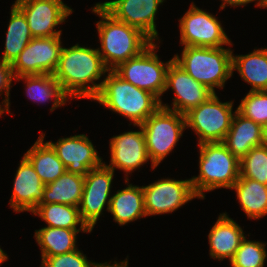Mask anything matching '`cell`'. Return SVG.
Listing matches in <instances>:
<instances>
[{"label":"cell","mask_w":267,"mask_h":267,"mask_svg":"<svg viewBox=\"0 0 267 267\" xmlns=\"http://www.w3.org/2000/svg\"><path fill=\"white\" fill-rule=\"evenodd\" d=\"M128 181L125 180L127 187L116 191L110 200L108 212L119 226L147 217L142 186L129 184Z\"/></svg>","instance_id":"cell-21"},{"label":"cell","mask_w":267,"mask_h":267,"mask_svg":"<svg viewBox=\"0 0 267 267\" xmlns=\"http://www.w3.org/2000/svg\"><path fill=\"white\" fill-rule=\"evenodd\" d=\"M61 36L32 38L11 64L14 77L53 75L63 48Z\"/></svg>","instance_id":"cell-10"},{"label":"cell","mask_w":267,"mask_h":267,"mask_svg":"<svg viewBox=\"0 0 267 267\" xmlns=\"http://www.w3.org/2000/svg\"><path fill=\"white\" fill-rule=\"evenodd\" d=\"M157 45L158 41L157 44L152 42L139 55L120 63L113 71L123 80L142 90L151 92L162 102L167 70L174 58L162 62L156 53L159 50Z\"/></svg>","instance_id":"cell-7"},{"label":"cell","mask_w":267,"mask_h":267,"mask_svg":"<svg viewBox=\"0 0 267 267\" xmlns=\"http://www.w3.org/2000/svg\"><path fill=\"white\" fill-rule=\"evenodd\" d=\"M262 145L267 146V123L262 126Z\"/></svg>","instance_id":"cell-37"},{"label":"cell","mask_w":267,"mask_h":267,"mask_svg":"<svg viewBox=\"0 0 267 267\" xmlns=\"http://www.w3.org/2000/svg\"><path fill=\"white\" fill-rule=\"evenodd\" d=\"M4 52L0 61L12 64L33 36L24 14L13 4L10 11Z\"/></svg>","instance_id":"cell-28"},{"label":"cell","mask_w":267,"mask_h":267,"mask_svg":"<svg viewBox=\"0 0 267 267\" xmlns=\"http://www.w3.org/2000/svg\"><path fill=\"white\" fill-rule=\"evenodd\" d=\"M240 177L256 180L267 185V146L253 147L240 160Z\"/></svg>","instance_id":"cell-30"},{"label":"cell","mask_w":267,"mask_h":267,"mask_svg":"<svg viewBox=\"0 0 267 267\" xmlns=\"http://www.w3.org/2000/svg\"><path fill=\"white\" fill-rule=\"evenodd\" d=\"M91 233L90 229H67L60 227H42L35 230L34 238L41 250V260L44 257L65 254L78 249L76 243L78 233Z\"/></svg>","instance_id":"cell-24"},{"label":"cell","mask_w":267,"mask_h":267,"mask_svg":"<svg viewBox=\"0 0 267 267\" xmlns=\"http://www.w3.org/2000/svg\"><path fill=\"white\" fill-rule=\"evenodd\" d=\"M245 118L263 126L267 123V91H249L237 107Z\"/></svg>","instance_id":"cell-32"},{"label":"cell","mask_w":267,"mask_h":267,"mask_svg":"<svg viewBox=\"0 0 267 267\" xmlns=\"http://www.w3.org/2000/svg\"><path fill=\"white\" fill-rule=\"evenodd\" d=\"M139 131L123 132L110 138V162L105 164L114 172L120 169L125 172V180L136 169H140L150 158L146 148L143 129L137 125Z\"/></svg>","instance_id":"cell-16"},{"label":"cell","mask_w":267,"mask_h":267,"mask_svg":"<svg viewBox=\"0 0 267 267\" xmlns=\"http://www.w3.org/2000/svg\"><path fill=\"white\" fill-rule=\"evenodd\" d=\"M14 76L12 73L11 64L0 61V96L4 94V98L0 103V107H3L4 113H10V90Z\"/></svg>","instance_id":"cell-34"},{"label":"cell","mask_w":267,"mask_h":267,"mask_svg":"<svg viewBox=\"0 0 267 267\" xmlns=\"http://www.w3.org/2000/svg\"><path fill=\"white\" fill-rule=\"evenodd\" d=\"M55 150L57 157L67 168V172L85 176L89 170L103 163L92 141L86 134L47 141Z\"/></svg>","instance_id":"cell-17"},{"label":"cell","mask_w":267,"mask_h":267,"mask_svg":"<svg viewBox=\"0 0 267 267\" xmlns=\"http://www.w3.org/2000/svg\"><path fill=\"white\" fill-rule=\"evenodd\" d=\"M9 258L7 256V253L5 251L2 250V248L0 247V266L2 263H4L5 261H7Z\"/></svg>","instance_id":"cell-38"},{"label":"cell","mask_w":267,"mask_h":267,"mask_svg":"<svg viewBox=\"0 0 267 267\" xmlns=\"http://www.w3.org/2000/svg\"><path fill=\"white\" fill-rule=\"evenodd\" d=\"M244 234L243 228L234 219L226 212L220 213L208 234L209 255L213 259H228L230 262L246 237Z\"/></svg>","instance_id":"cell-19"},{"label":"cell","mask_w":267,"mask_h":267,"mask_svg":"<svg viewBox=\"0 0 267 267\" xmlns=\"http://www.w3.org/2000/svg\"><path fill=\"white\" fill-rule=\"evenodd\" d=\"M232 189L248 219L259 220L267 216V185L239 176Z\"/></svg>","instance_id":"cell-26"},{"label":"cell","mask_w":267,"mask_h":267,"mask_svg":"<svg viewBox=\"0 0 267 267\" xmlns=\"http://www.w3.org/2000/svg\"><path fill=\"white\" fill-rule=\"evenodd\" d=\"M234 102H221L216 93L198 107L189 110L185 116L186 129L191 128L198 136V143L223 142L233 117Z\"/></svg>","instance_id":"cell-8"},{"label":"cell","mask_w":267,"mask_h":267,"mask_svg":"<svg viewBox=\"0 0 267 267\" xmlns=\"http://www.w3.org/2000/svg\"><path fill=\"white\" fill-rule=\"evenodd\" d=\"M166 0H112L98 2L116 20L136 27L153 42L159 39L156 29L158 7Z\"/></svg>","instance_id":"cell-15"},{"label":"cell","mask_w":267,"mask_h":267,"mask_svg":"<svg viewBox=\"0 0 267 267\" xmlns=\"http://www.w3.org/2000/svg\"><path fill=\"white\" fill-rule=\"evenodd\" d=\"M142 188L147 216L174 213L189 201L198 198L191 179L162 178Z\"/></svg>","instance_id":"cell-12"},{"label":"cell","mask_w":267,"mask_h":267,"mask_svg":"<svg viewBox=\"0 0 267 267\" xmlns=\"http://www.w3.org/2000/svg\"><path fill=\"white\" fill-rule=\"evenodd\" d=\"M179 28L182 46L219 48L233 45L218 17L197 7L194 2L180 18Z\"/></svg>","instance_id":"cell-9"},{"label":"cell","mask_w":267,"mask_h":267,"mask_svg":"<svg viewBox=\"0 0 267 267\" xmlns=\"http://www.w3.org/2000/svg\"><path fill=\"white\" fill-rule=\"evenodd\" d=\"M15 173L9 205L14 212H32L43 200L45 184L23 156Z\"/></svg>","instance_id":"cell-18"},{"label":"cell","mask_w":267,"mask_h":267,"mask_svg":"<svg viewBox=\"0 0 267 267\" xmlns=\"http://www.w3.org/2000/svg\"><path fill=\"white\" fill-rule=\"evenodd\" d=\"M87 258L82 250L76 249L65 254L44 257L40 267H92L94 262Z\"/></svg>","instance_id":"cell-33"},{"label":"cell","mask_w":267,"mask_h":267,"mask_svg":"<svg viewBox=\"0 0 267 267\" xmlns=\"http://www.w3.org/2000/svg\"><path fill=\"white\" fill-rule=\"evenodd\" d=\"M199 147V175L191 179L198 199L214 189H231L240 176V160L222 142L202 143Z\"/></svg>","instance_id":"cell-4"},{"label":"cell","mask_w":267,"mask_h":267,"mask_svg":"<svg viewBox=\"0 0 267 267\" xmlns=\"http://www.w3.org/2000/svg\"><path fill=\"white\" fill-rule=\"evenodd\" d=\"M114 171L103 162L84 176V188L79 205L82 221L92 231L104 209L109 211Z\"/></svg>","instance_id":"cell-11"},{"label":"cell","mask_w":267,"mask_h":267,"mask_svg":"<svg viewBox=\"0 0 267 267\" xmlns=\"http://www.w3.org/2000/svg\"><path fill=\"white\" fill-rule=\"evenodd\" d=\"M222 143L241 160L253 147L262 145V126L236 111Z\"/></svg>","instance_id":"cell-20"},{"label":"cell","mask_w":267,"mask_h":267,"mask_svg":"<svg viewBox=\"0 0 267 267\" xmlns=\"http://www.w3.org/2000/svg\"><path fill=\"white\" fill-rule=\"evenodd\" d=\"M84 188V176L65 172L55 181L45 185L40 204L60 203L79 207Z\"/></svg>","instance_id":"cell-27"},{"label":"cell","mask_w":267,"mask_h":267,"mask_svg":"<svg viewBox=\"0 0 267 267\" xmlns=\"http://www.w3.org/2000/svg\"><path fill=\"white\" fill-rule=\"evenodd\" d=\"M45 133L41 132L36 142L24 153L42 182L46 185L55 181L67 171L55 150L48 142H44Z\"/></svg>","instance_id":"cell-23"},{"label":"cell","mask_w":267,"mask_h":267,"mask_svg":"<svg viewBox=\"0 0 267 267\" xmlns=\"http://www.w3.org/2000/svg\"><path fill=\"white\" fill-rule=\"evenodd\" d=\"M221 1H222L220 5L221 10H224L226 6H231V7L245 6L255 1L257 2L256 7L267 8V6L264 4L262 0H221Z\"/></svg>","instance_id":"cell-35"},{"label":"cell","mask_w":267,"mask_h":267,"mask_svg":"<svg viewBox=\"0 0 267 267\" xmlns=\"http://www.w3.org/2000/svg\"><path fill=\"white\" fill-rule=\"evenodd\" d=\"M14 80L24 81L27 97L31 101L33 100V102L36 101L42 104L54 100L50 109L51 112L56 108L64 106L70 100L58 81L51 74L20 76L14 77Z\"/></svg>","instance_id":"cell-25"},{"label":"cell","mask_w":267,"mask_h":267,"mask_svg":"<svg viewBox=\"0 0 267 267\" xmlns=\"http://www.w3.org/2000/svg\"><path fill=\"white\" fill-rule=\"evenodd\" d=\"M234 70L251 85L249 91H267V47L245 55L232 53V73Z\"/></svg>","instance_id":"cell-22"},{"label":"cell","mask_w":267,"mask_h":267,"mask_svg":"<svg viewBox=\"0 0 267 267\" xmlns=\"http://www.w3.org/2000/svg\"><path fill=\"white\" fill-rule=\"evenodd\" d=\"M146 139V148L154 170L178 144L186 130L185 116L160 107L141 125Z\"/></svg>","instance_id":"cell-6"},{"label":"cell","mask_w":267,"mask_h":267,"mask_svg":"<svg viewBox=\"0 0 267 267\" xmlns=\"http://www.w3.org/2000/svg\"><path fill=\"white\" fill-rule=\"evenodd\" d=\"M108 71L98 49L77 43L62 48L53 76L70 99L88 98L92 101L101 89L103 81L100 79Z\"/></svg>","instance_id":"cell-1"},{"label":"cell","mask_w":267,"mask_h":267,"mask_svg":"<svg viewBox=\"0 0 267 267\" xmlns=\"http://www.w3.org/2000/svg\"><path fill=\"white\" fill-rule=\"evenodd\" d=\"M91 9L101 18L96 22L101 45L97 49L109 70L139 55L153 42L138 28L116 20L99 3Z\"/></svg>","instance_id":"cell-2"},{"label":"cell","mask_w":267,"mask_h":267,"mask_svg":"<svg viewBox=\"0 0 267 267\" xmlns=\"http://www.w3.org/2000/svg\"><path fill=\"white\" fill-rule=\"evenodd\" d=\"M267 243L260 241L247 240L245 237L239 248L236 250L234 257L230 261L231 267H264L266 263Z\"/></svg>","instance_id":"cell-31"},{"label":"cell","mask_w":267,"mask_h":267,"mask_svg":"<svg viewBox=\"0 0 267 267\" xmlns=\"http://www.w3.org/2000/svg\"><path fill=\"white\" fill-rule=\"evenodd\" d=\"M101 89L93 101L125 118L134 126L141 125L160 107V99L123 80L113 70L103 77Z\"/></svg>","instance_id":"cell-3"},{"label":"cell","mask_w":267,"mask_h":267,"mask_svg":"<svg viewBox=\"0 0 267 267\" xmlns=\"http://www.w3.org/2000/svg\"><path fill=\"white\" fill-rule=\"evenodd\" d=\"M31 213L40 217L48 227L89 229L82 221L77 206L60 203L39 204Z\"/></svg>","instance_id":"cell-29"},{"label":"cell","mask_w":267,"mask_h":267,"mask_svg":"<svg viewBox=\"0 0 267 267\" xmlns=\"http://www.w3.org/2000/svg\"><path fill=\"white\" fill-rule=\"evenodd\" d=\"M13 4L26 17L33 38L61 36L62 30L56 27L74 12L62 0H16Z\"/></svg>","instance_id":"cell-13"},{"label":"cell","mask_w":267,"mask_h":267,"mask_svg":"<svg viewBox=\"0 0 267 267\" xmlns=\"http://www.w3.org/2000/svg\"><path fill=\"white\" fill-rule=\"evenodd\" d=\"M110 262V263H109ZM109 262H103V263H98L94 262L92 267H128V256L125 258V260L120 262H117L116 260L109 261ZM113 262V264H111Z\"/></svg>","instance_id":"cell-36"},{"label":"cell","mask_w":267,"mask_h":267,"mask_svg":"<svg viewBox=\"0 0 267 267\" xmlns=\"http://www.w3.org/2000/svg\"><path fill=\"white\" fill-rule=\"evenodd\" d=\"M233 51L227 46H184L181 55L175 54L173 58L192 78L216 93L215 88L224 89L225 82L233 75Z\"/></svg>","instance_id":"cell-5"},{"label":"cell","mask_w":267,"mask_h":267,"mask_svg":"<svg viewBox=\"0 0 267 267\" xmlns=\"http://www.w3.org/2000/svg\"><path fill=\"white\" fill-rule=\"evenodd\" d=\"M172 89L175 96L173 97L172 106L161 103V107L186 114L189 110L198 107L204 103L214 93L206 86L202 85L192 78L181 66L174 60L170 63L167 75L164 93Z\"/></svg>","instance_id":"cell-14"},{"label":"cell","mask_w":267,"mask_h":267,"mask_svg":"<svg viewBox=\"0 0 267 267\" xmlns=\"http://www.w3.org/2000/svg\"><path fill=\"white\" fill-rule=\"evenodd\" d=\"M264 2V4L267 6V0H262Z\"/></svg>","instance_id":"cell-40"},{"label":"cell","mask_w":267,"mask_h":267,"mask_svg":"<svg viewBox=\"0 0 267 267\" xmlns=\"http://www.w3.org/2000/svg\"><path fill=\"white\" fill-rule=\"evenodd\" d=\"M4 114L3 108L0 107V117Z\"/></svg>","instance_id":"cell-39"}]
</instances>
